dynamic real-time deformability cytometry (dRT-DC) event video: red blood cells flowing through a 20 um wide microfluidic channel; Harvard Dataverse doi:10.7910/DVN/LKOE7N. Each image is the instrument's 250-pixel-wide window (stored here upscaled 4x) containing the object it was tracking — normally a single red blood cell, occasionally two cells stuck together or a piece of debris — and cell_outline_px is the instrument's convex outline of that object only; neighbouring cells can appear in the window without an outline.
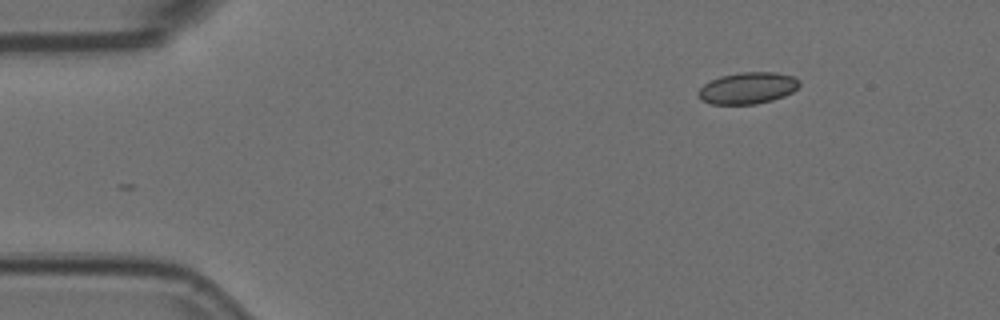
{"species": "Egyptian fruit bat (a non-hibernating species)", "species_latin": "Rousettus aegyptiacus", "temperature_condition": "room temperature", "stored_images_in_passage": 6, "segment_of_instrument_passage": [2, 2], "camera_frame_rate_fps": 3000, "um_per_image_px": 0.085, "animal": {"sex": "female"}, "frame": {"image": 1, "passage_image": 6, "time_ms": 1.667, "image_size_px": [1000, 320], "cell_outline_px": [[800, 84], [792, 92], [784, 96], [772, 100], [756, 104], [712, 104], [700, 100], [696, 96], [696, 92], [704, 84], [720, 76], [740, 72], [776, 72], [792, 76], [800, 80]], "centroid_in_image_um": [63.52, 7.49], "position_along_channel_um": 21.5, "area_um2": 18.73}}